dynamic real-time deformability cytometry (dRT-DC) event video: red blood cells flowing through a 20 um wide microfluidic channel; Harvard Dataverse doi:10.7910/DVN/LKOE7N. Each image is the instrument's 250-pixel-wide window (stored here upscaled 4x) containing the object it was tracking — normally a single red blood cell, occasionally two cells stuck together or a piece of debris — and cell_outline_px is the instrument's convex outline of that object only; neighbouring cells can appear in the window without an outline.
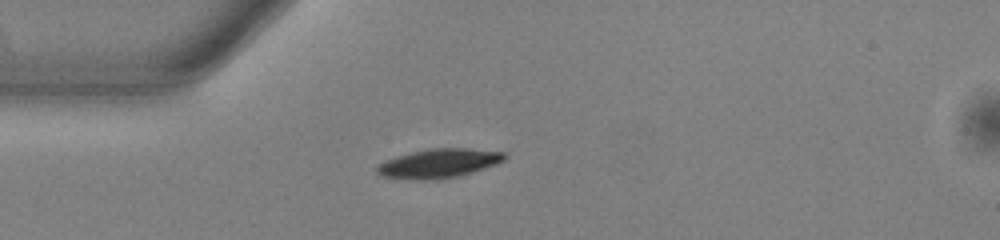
{"species": "common noctule bat (a hibernating species)", "species_latin": "Nyctalus noctula", "temperature_condition": "warm", "stored_images_in_passage": 40, "camera_frame_rate_fps": 3000, "um_per_image_px": 0.085, "animal": {"sex": "male", "body_mass_g": 13.0, "forearm_length_mm": 53.1}, "frame": {"image": 1, "passage_image": 1, "time_ms": 0.0, "image_size_px": [1000, 240], "cell_outline_px": [[508, 156], [504, 160], [496, 164], [460, 176], [432, 180], [416, 180], [384, 176], [376, 172], [376, 168], [380, 164], [396, 156], [412, 152], [432, 148], [468, 148], [504, 152]], "centroid_in_image_um": [37.34, 13.88], "position_along_channel_um": 47.7, "area_um2": 21.44}}
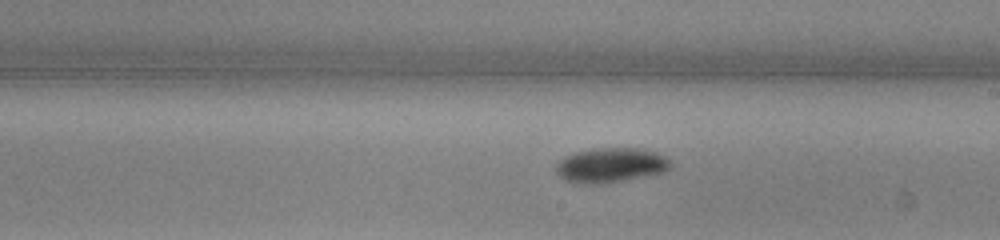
{"frame": {"image": 2, "passage_image": 17, "time_ms": 5.333, "image_size_px": [1000, 240], "cell_outline_px": [[672, 164], [668, 168], [660, 172], [600, 184], [576, 184], [564, 180], [556, 172], [556, 164], [564, 156], [576, 152], [592, 148], [640, 148], [656, 152], [668, 156], [672, 160]], "centroid_in_image_um": [51.88, 14.02], "position_along_channel_um": 237.1, "area_um2": 23.12}}
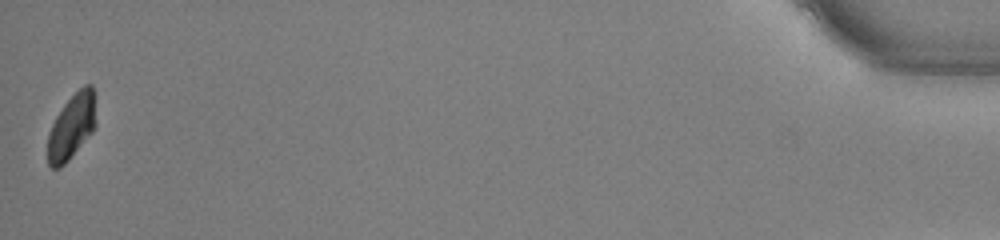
{"frame": {"image": 3, "passage_image": 40, "time_ms": 13.0, "image_size_px": [1000, 240], "cell_outline_px": [[96, 124], [92, 132], [68, 160], [60, 168], [52, 168], [48, 164], [48, 132], [56, 116], [64, 104], [84, 84], [92, 84]], "centroid_in_image_um": [6.08, 10.77], "position_along_channel_um": 429.1, "area_um2": 18.03}, "authors_computed_cell_mechanics": {"area_um2": 21.386, "velocity_mm_per_s": 3.8176, "shape_relaxation_time_tau1_ms": 1.6504, "shape_relaxation_time_tau2_ms": null, "deformation_change_tau1": 0.1115, "deformation_change_tau2": null}}